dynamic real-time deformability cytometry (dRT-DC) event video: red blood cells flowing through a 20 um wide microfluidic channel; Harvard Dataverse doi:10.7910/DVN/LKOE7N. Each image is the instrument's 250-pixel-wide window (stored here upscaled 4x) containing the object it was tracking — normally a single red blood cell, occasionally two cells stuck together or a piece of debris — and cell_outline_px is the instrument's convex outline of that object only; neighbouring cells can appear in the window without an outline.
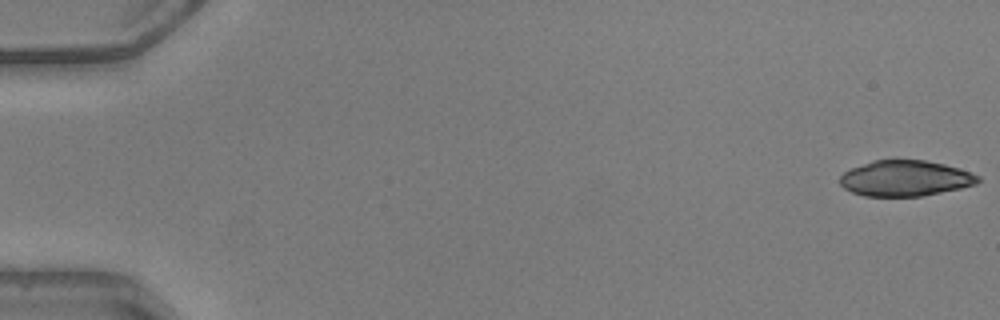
{"species": "common noctule bat (a hibernating species)", "species_latin": "Nyctalus noctula", "temperature_condition": "warm", "stored_images_in_passage": 49, "camera_frame_rate_fps": 3000, "um_per_image_px": 0.085, "animal": {"sex": "male", "body_mass_g": 20.5, "forearm_length_mm": 52.5}, "frame": {"image": 1, "passage_image": 1, "time_ms": 0.0, "image_size_px": [1000, 320], "cell_outline_px": [[980, 180], [976, 184], [960, 188], [924, 196], [864, 196], [852, 192], [844, 188], [840, 184], [840, 176], [844, 172], [852, 168], [872, 160], [924, 160], [944, 164], [980, 176]], "centroid_in_image_um": [76.92, 15.16], "position_along_channel_um": 8.1, "area_um2": 28.55}}